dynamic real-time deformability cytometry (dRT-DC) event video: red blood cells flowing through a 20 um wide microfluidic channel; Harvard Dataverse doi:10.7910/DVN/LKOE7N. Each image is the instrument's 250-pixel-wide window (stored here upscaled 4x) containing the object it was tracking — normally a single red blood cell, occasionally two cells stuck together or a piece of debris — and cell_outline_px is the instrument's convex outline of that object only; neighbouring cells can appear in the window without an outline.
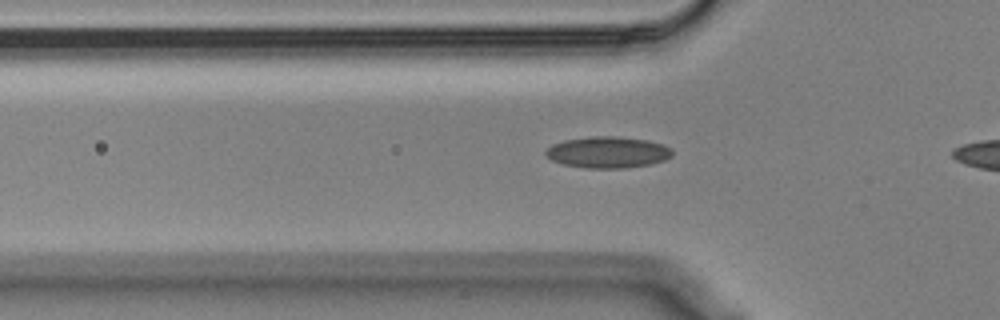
{"species": "Egyptian fruit bat (a non-hibernating species)", "species_latin": "Rousettus aegyptiacus", "temperature_condition": "cold", "stored_images_in_passage": 30, "camera_frame_rate_fps": 3000, "um_per_image_px": 0.085, "animal": {"sex": "male"}, "frame": {"image": 1, "passage_image": 10, "time_ms": 3.0, "image_size_px": [1000, 320], "cell_outline_px": [[672, 156], [664, 160], [648, 164], [624, 168], [588, 168], [564, 164], [552, 160], [544, 152], [552, 144], [564, 140], [592, 136], [616, 136], [648, 140], [664, 144], [672, 148]], "centroid_in_image_um": [51.68, 12.93], "position_along_channel_um": 74.1, "area_um2": 23.06}}
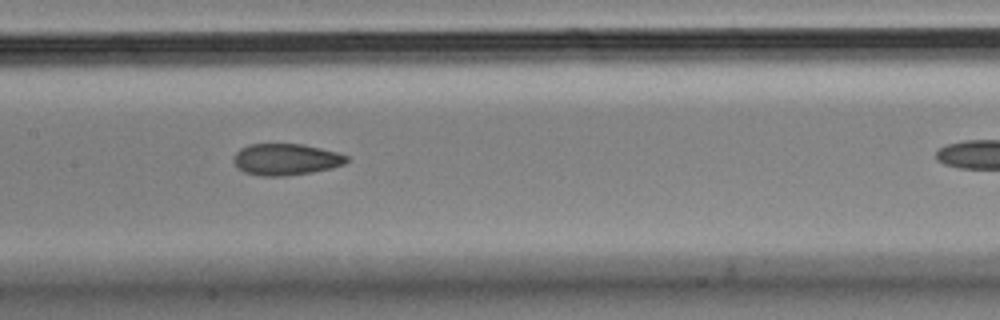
{"frame": {"image": 2, "passage_image": 19, "time_ms": 6.0, "image_size_px": [1000, 320], "cell_outline_px": [[348, 160], [344, 164], [332, 168], [312, 172], [284, 176], [264, 176], [244, 172], [232, 160], [232, 156], [240, 148], [248, 144], [304, 144], [336, 152], [348, 156]], "centroid_in_image_um": [24.29, 13.54], "position_along_channel_um": 183.1, "area_um2": 20.75}}
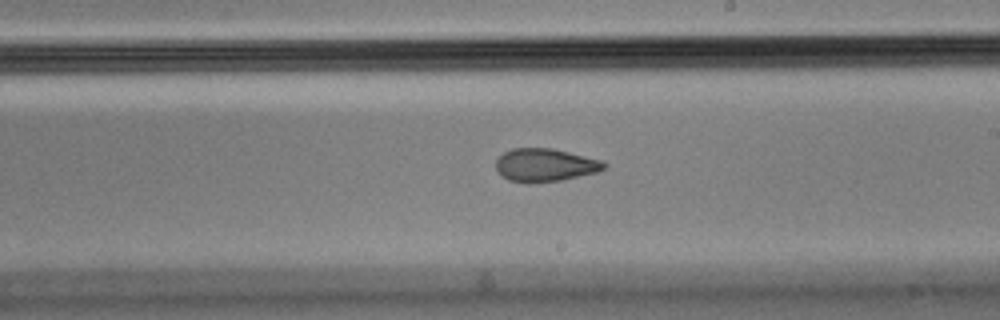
{"frame": {"image": 3, "passage_image": 24, "time_ms": 7.667, "image_size_px": [1000, 320], "cell_outline_px": [[608, 164], [604, 168], [596, 172], [564, 180], [528, 184], [508, 180], [496, 168], [496, 160], [504, 152], [512, 148], [552, 148], [604, 160]], "centroid_in_image_um": [46.36, 14.03], "position_along_channel_um": 242.6, "area_um2": 21.04}}